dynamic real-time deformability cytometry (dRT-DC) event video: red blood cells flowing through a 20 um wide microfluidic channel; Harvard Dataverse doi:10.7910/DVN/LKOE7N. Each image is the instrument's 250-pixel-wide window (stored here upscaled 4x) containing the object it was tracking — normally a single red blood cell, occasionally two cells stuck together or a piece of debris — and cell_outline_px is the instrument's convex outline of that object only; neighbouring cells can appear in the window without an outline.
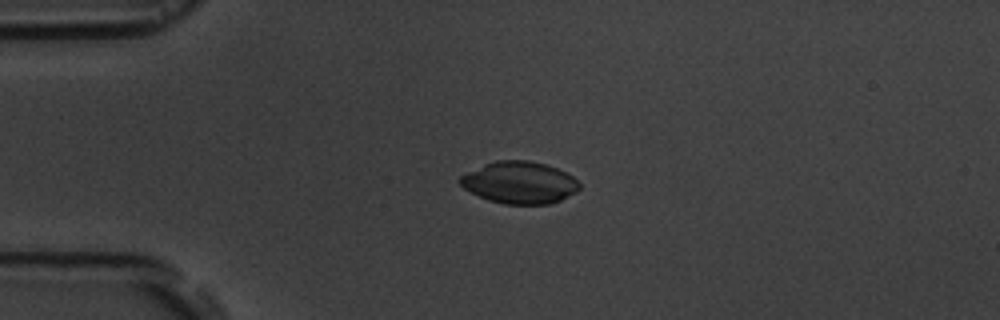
{"species": "common noctule bat (a hibernating species)", "species_latin": "Nyctalus noctula", "temperature_condition": "room temperature", "stored_images_in_passage": 5, "camera_frame_rate_fps": 3000, "um_per_image_px": 0.085, "animal": {"sex": "male", "body_mass_g": 19.5, "forearm_length_mm": 54.6}, "frame": {"image": 1, "passage_image": 4, "time_ms": 3.333, "image_size_px": [1000, 320], "cell_outline_px": [[580, 188], [576, 192], [560, 200], [548, 204], [504, 204], [488, 200], [464, 188], [460, 184], [460, 176], [484, 164], [496, 160], [528, 160], [548, 164], [568, 172], [580, 184]], "centroid_in_image_um": [44.19, 15.51], "position_along_channel_um": 40.8, "area_um2": 29.25}}